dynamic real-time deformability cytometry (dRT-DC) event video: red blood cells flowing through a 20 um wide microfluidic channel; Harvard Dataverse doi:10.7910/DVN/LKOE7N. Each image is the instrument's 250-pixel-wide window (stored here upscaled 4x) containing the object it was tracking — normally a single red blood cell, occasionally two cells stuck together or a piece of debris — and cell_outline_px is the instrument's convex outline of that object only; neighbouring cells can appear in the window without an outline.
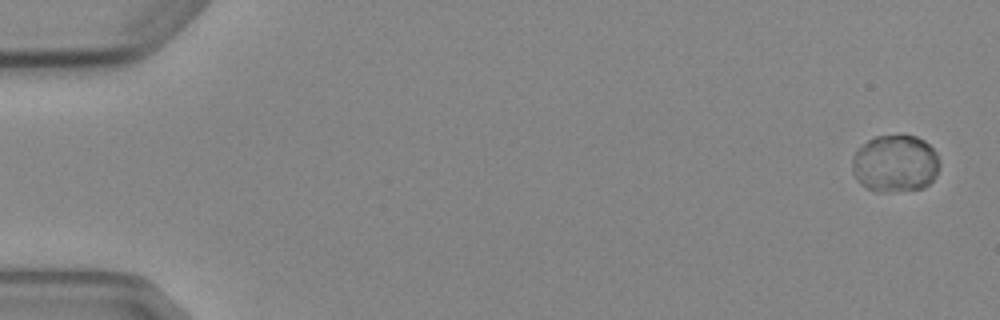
{"species": "Egyptian fruit bat (a non-hibernating species)", "species_latin": "Rousettus aegyptiacus", "temperature_condition": "cold", "stored_images_in_passage": 6, "camera_frame_rate_fps": 3000, "um_per_image_px": 0.085, "animal": {"sex": "female"}, "frame": {"image": 1, "passage_image": 1, "time_ms": 0.0, "image_size_px": [1000, 320], "cell_outline_px": [[940, 164], [936, 176], [924, 188], [880, 192], [876, 192], [860, 184], [856, 180], [852, 172], [852, 160], [856, 152], [868, 140], [876, 136], [916, 136], [924, 140], [936, 152]], "centroid_in_image_um": [76.09, 13.91], "position_along_channel_um": 8.9, "area_um2": 29.07}}
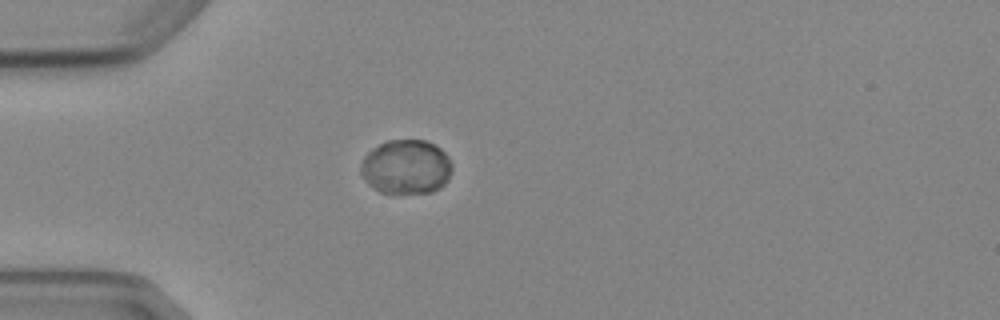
{"frame": {"image": 2, "passage_image": 5, "time_ms": 4.667, "image_size_px": [1000, 320], "cell_outline_px": [[452, 168], [448, 180], [440, 188], [432, 192], [380, 192], [368, 184], [364, 180], [360, 172], [360, 164], [364, 156], [372, 148], [388, 140], [424, 140], [440, 148], [448, 156], [452, 164]], "centroid_in_image_um": [34.51, 14.18], "position_along_channel_um": 50.5, "area_um2": 28.9}}